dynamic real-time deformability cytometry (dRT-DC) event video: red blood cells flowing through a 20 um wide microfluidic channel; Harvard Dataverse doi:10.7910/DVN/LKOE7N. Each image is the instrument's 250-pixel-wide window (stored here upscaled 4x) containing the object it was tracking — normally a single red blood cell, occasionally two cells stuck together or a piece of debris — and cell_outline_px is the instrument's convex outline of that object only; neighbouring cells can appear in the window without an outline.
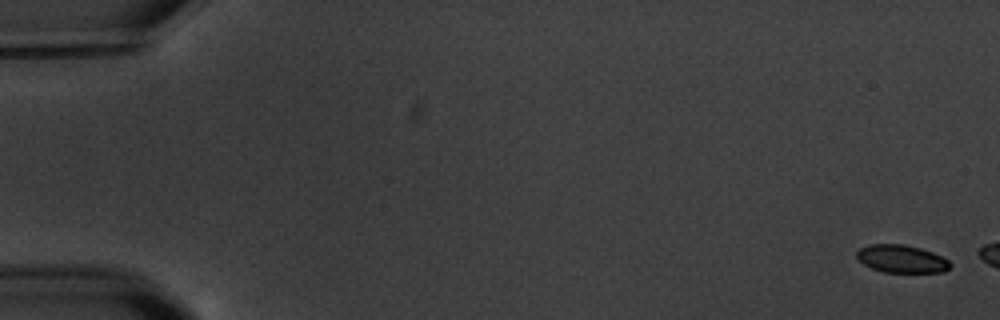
{"species": "common noctule bat (a hibernating species)", "species_latin": "Nyctalus noctula", "temperature_condition": "warm", "stored_images_in_passage": 3, "camera_frame_rate_fps": 3000, "um_per_image_px": 0.085, "animal": {"sex": "male", "body_mass_g": 20.1, "forearm_length_mm": 53.5}, "frame": {"image": 1, "passage_image": 1, "time_ms": 0.0, "image_size_px": [1000, 320], "cell_outline_px": [[952, 268], [944, 272], [884, 272], [872, 268], [864, 264], [856, 256], [856, 252], [860, 248], [868, 244], [904, 244], [920, 248], [932, 252], [948, 260], [952, 264]], "centroid_in_image_um": [76.65, 22.0], "position_along_channel_um": 8.3, "area_um2": 15.14}}